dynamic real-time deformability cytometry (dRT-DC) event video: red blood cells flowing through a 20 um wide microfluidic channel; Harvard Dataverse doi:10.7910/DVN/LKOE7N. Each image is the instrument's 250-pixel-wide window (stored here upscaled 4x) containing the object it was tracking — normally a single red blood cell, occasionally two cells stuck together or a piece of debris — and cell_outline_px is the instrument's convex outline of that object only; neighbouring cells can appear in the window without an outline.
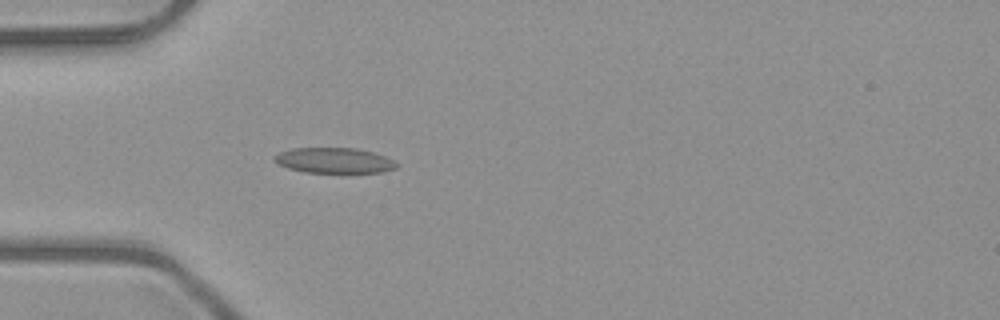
{"species": "common noctule bat (a hibernating species)", "species_latin": "Nyctalus noctula", "temperature_condition": "room temperature", "stored_images_in_passage": 38, "camera_frame_rate_fps": 3000, "um_per_image_px": 0.085, "animal": {"sex": "male", "body_mass_g": 23.1, "forearm_length_mm": 52.7}, "frame": {"image": 1, "passage_image": 2, "time_ms": 0.333, "image_size_px": [1000, 320], "cell_outline_px": [[400, 164], [396, 168], [380, 172], [304, 172], [288, 168], [272, 160], [272, 156], [280, 152], [292, 148], [356, 148], [372, 152], [384, 156]], "centroid_in_image_um": [28.38, 13.63], "position_along_channel_um": 56.6, "area_um2": 17.98}}
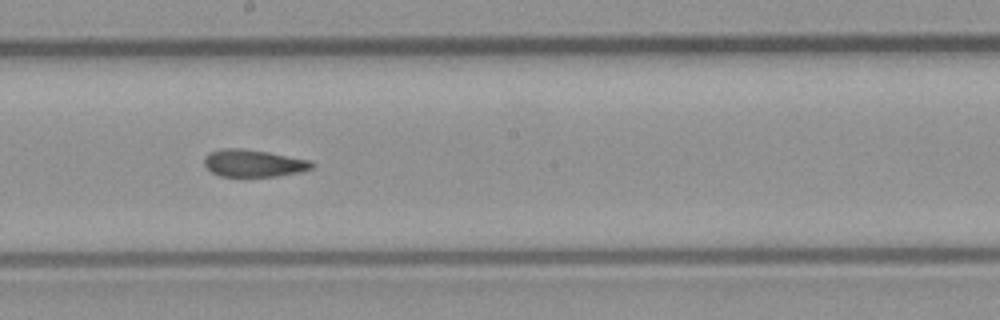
{"frame": {"image": 2, "passage_image": 15, "time_ms": 4.667, "image_size_px": [1000, 320], "cell_outline_px": [[316, 164], [312, 168], [300, 172], [276, 176], [220, 176], [212, 172], [204, 164], [204, 156], [208, 152], [220, 148], [240, 148], [268, 152], [308, 160]], "centroid_in_image_um": [21.51, 13.86], "position_along_channel_um": 226.7, "area_um2": 17.05}}
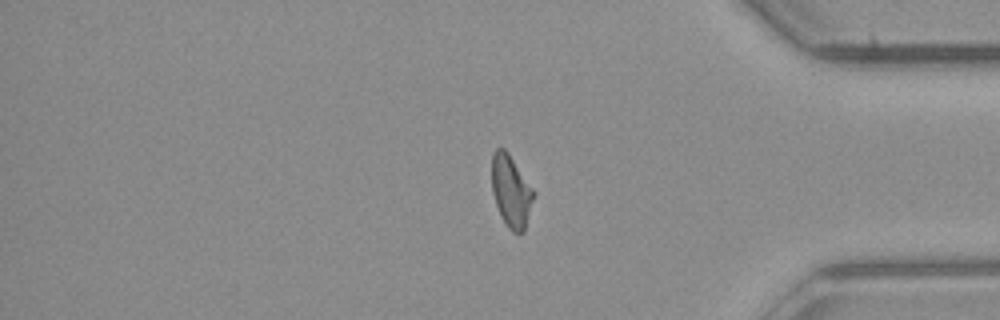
{"frame": {"image": 3, "passage_image": 29, "time_ms": 9.333, "image_size_px": [1000, 320], "cell_outline_px": [[536, 192], [524, 232], [512, 232], [508, 228], [500, 216], [492, 192], [492, 152], [496, 148], [504, 148], [508, 152]], "centroid_in_image_um": [43.45, 16.25], "position_along_channel_um": 391.8, "area_um2": 17.74}, "authors_computed_cell_mechanics": {"area_um2": 17.5423, "velocity_mm_per_s": 4.0348, "shape_relaxation_time_tau1_ms": null, "shape_relaxation_time_tau2_ms": 2.6517, "deformation_change_tau1": null, "deformation_change_tau2": 0.1049}}